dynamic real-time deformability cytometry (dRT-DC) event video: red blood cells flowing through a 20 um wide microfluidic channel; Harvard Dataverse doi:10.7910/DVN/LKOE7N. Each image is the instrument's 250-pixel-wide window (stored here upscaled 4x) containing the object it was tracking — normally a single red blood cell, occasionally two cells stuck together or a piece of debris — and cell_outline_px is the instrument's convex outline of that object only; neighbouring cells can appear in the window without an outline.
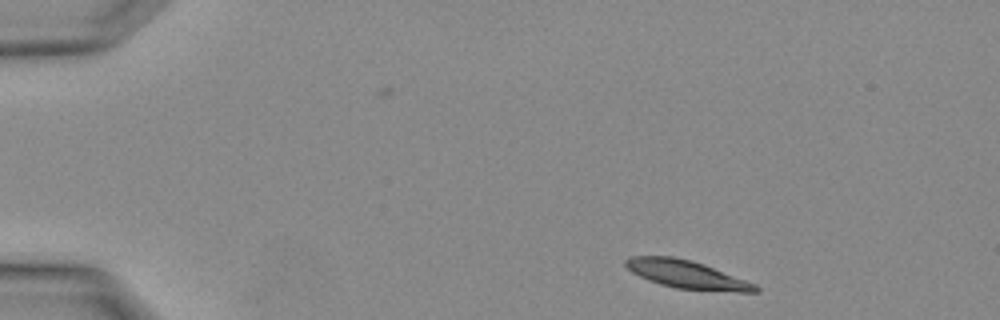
{"species": "Egyptian fruit bat (a non-hibernating species)", "species_latin": "Rousettus aegyptiacus", "temperature_condition": "warm", "stored_images_in_passage": 2, "camera_frame_rate_fps": 3000, "um_per_image_px": 0.085, "animal": {"sex": "female"}, "frame": {"image": 1, "passage_image": 1, "time_ms": 0.0, "image_size_px": [1000, 320], "cell_outline_px": [[760, 292], [736, 292], [676, 288], [660, 284], [648, 280], [632, 272], [624, 264], [624, 260], [632, 256], [672, 256], [704, 264], [756, 284], [760, 288]], "centroid_in_image_um": [58.39, 23.33], "position_along_channel_um": 26.6, "area_um2": 21.04}}